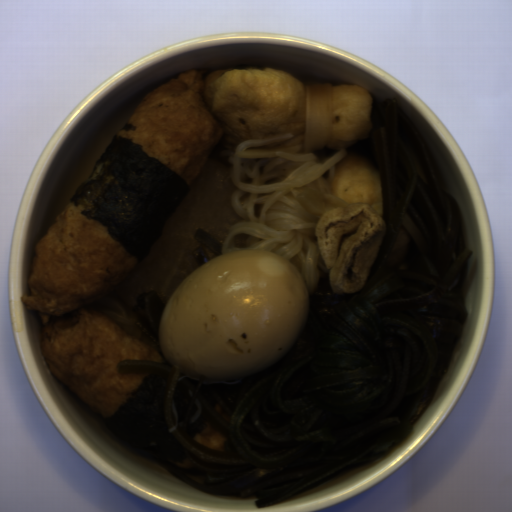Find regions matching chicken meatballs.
<instances>
[{
  "label": "chicken meatballs",
  "instance_id": "chicken-meatballs-1",
  "mask_svg": "<svg viewBox=\"0 0 512 512\" xmlns=\"http://www.w3.org/2000/svg\"><path fill=\"white\" fill-rule=\"evenodd\" d=\"M64 207L34 247L27 284L33 296H21L29 311L62 316L93 302L133 273L140 260L109 236L108 227Z\"/></svg>",
  "mask_w": 512,
  "mask_h": 512
},
{
  "label": "chicken meatballs",
  "instance_id": "chicken-meatballs-2",
  "mask_svg": "<svg viewBox=\"0 0 512 512\" xmlns=\"http://www.w3.org/2000/svg\"><path fill=\"white\" fill-rule=\"evenodd\" d=\"M38 350L56 379L106 419L149 374L120 373L118 364L162 361L156 350L84 305L45 324Z\"/></svg>",
  "mask_w": 512,
  "mask_h": 512
},
{
  "label": "chicken meatballs",
  "instance_id": "chicken-meatballs-3",
  "mask_svg": "<svg viewBox=\"0 0 512 512\" xmlns=\"http://www.w3.org/2000/svg\"><path fill=\"white\" fill-rule=\"evenodd\" d=\"M204 85L201 72H180L140 101L128 120L136 130L119 129L116 136L131 137L192 185L225 134L206 107Z\"/></svg>",
  "mask_w": 512,
  "mask_h": 512
},
{
  "label": "chicken meatballs",
  "instance_id": "chicken-meatballs-4",
  "mask_svg": "<svg viewBox=\"0 0 512 512\" xmlns=\"http://www.w3.org/2000/svg\"><path fill=\"white\" fill-rule=\"evenodd\" d=\"M330 195L347 204L384 203L381 176L358 156H345L334 165Z\"/></svg>",
  "mask_w": 512,
  "mask_h": 512
}]
</instances>
